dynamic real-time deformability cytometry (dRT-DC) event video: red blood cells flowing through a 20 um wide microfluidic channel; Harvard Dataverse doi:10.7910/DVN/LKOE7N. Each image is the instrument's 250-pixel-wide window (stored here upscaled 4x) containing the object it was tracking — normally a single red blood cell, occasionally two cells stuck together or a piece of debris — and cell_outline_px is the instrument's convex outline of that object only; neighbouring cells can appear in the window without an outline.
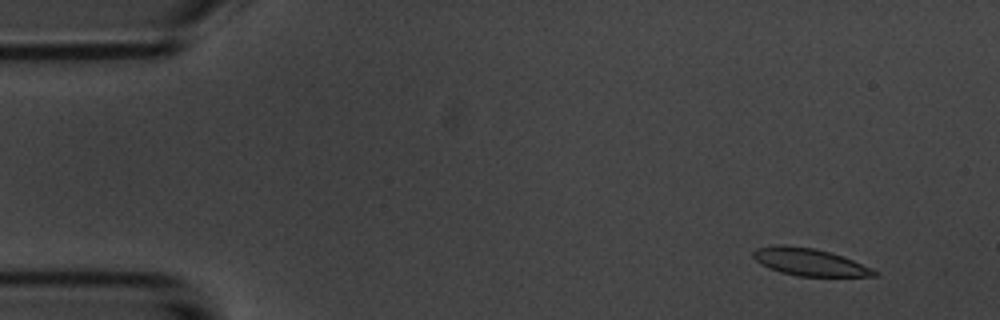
{"species": "common noctule bat (a hibernating species)", "species_latin": "Nyctalus noctula", "temperature_condition": "room temperature", "stored_images_in_passage": 5, "camera_frame_rate_fps": 3000, "um_per_image_px": 0.085, "animal": {"sex": "male", "body_mass_g": 20.1, "forearm_length_mm": 53.5}, "frame": {"image": 1, "passage_image": 2, "time_ms": 1.333, "image_size_px": [1000, 320], "cell_outline_px": [[880, 276], [800, 276], [780, 272], [768, 268], [760, 264], [752, 256], [752, 252], [756, 248], [776, 244], [784, 244], [812, 248], [828, 252], [852, 260], [872, 268], [880, 272]], "centroid_in_image_um": [68.77, 22.27], "position_along_channel_um": 16.2, "area_um2": 19.25}}
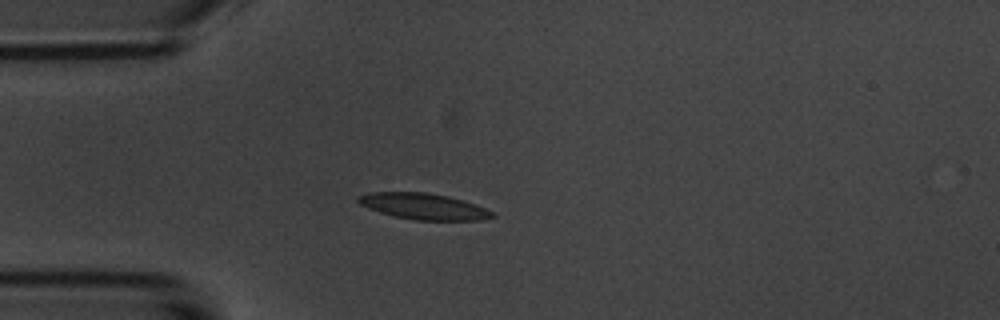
{"frame": {"image": 2, "passage_image": 5, "time_ms": 4.667, "image_size_px": [1000, 320], "cell_outline_px": [[496, 216], [480, 220], [416, 220], [396, 216], [380, 212], [368, 208], [360, 204], [356, 200], [356, 196], [368, 192], [424, 192], [448, 196], [464, 200], [496, 212]], "centroid_in_image_um": [36.01, 17.53], "position_along_channel_um": 49.0, "area_um2": 20.46}}